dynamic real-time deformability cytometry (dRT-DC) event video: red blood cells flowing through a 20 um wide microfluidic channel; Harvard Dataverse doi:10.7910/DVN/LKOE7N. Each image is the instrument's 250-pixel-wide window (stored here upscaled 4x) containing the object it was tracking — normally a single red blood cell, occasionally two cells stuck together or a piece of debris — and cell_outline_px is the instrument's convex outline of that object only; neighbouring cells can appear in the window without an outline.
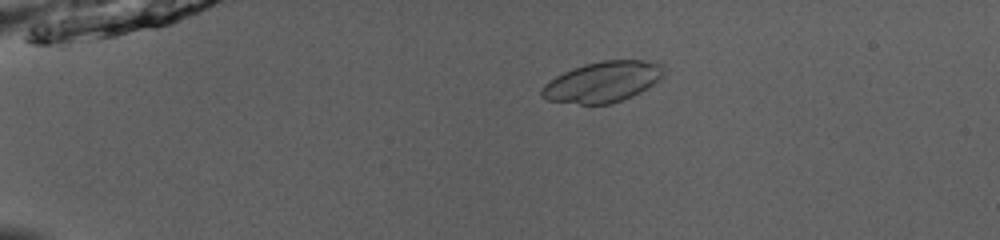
{"species": "common noctule bat (a hibernating species)", "species_latin": "Nyctalus noctula", "temperature_condition": "room temperature", "stored_images_in_passage": 47, "camera_frame_rate_fps": 3000, "um_per_image_px": 0.085, "animal": {"sex": "male", "body_mass_g": 13.0, "forearm_length_mm": 53.1}, "frame": {"image": 1, "passage_image": 7, "time_ms": 2.0, "image_size_px": [1000, 240], "cell_outline_px": [[664, 76], [640, 92], [632, 96], [612, 104], [580, 104], [548, 100], [540, 96], [540, 92], [544, 84], [556, 76], [572, 68], [584, 64], [604, 60], [640, 60], [660, 64], [664, 68]], "centroid_in_image_um": [51.21, 6.96], "position_along_channel_um": 33.8, "area_um2": 28.78}}
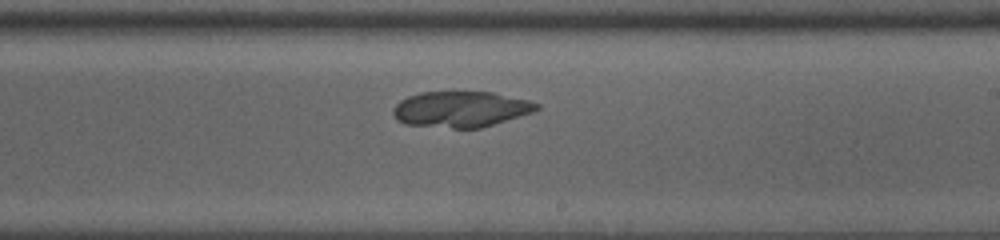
{"frame": {"image": 2, "passage_image": 28, "time_ms": 9.0, "image_size_px": [1000, 240], "cell_outline_px": [[540, 108], [532, 112], [480, 128], [452, 128], [404, 124], [396, 120], [392, 112], [396, 104], [400, 100], [408, 96], [420, 92], [492, 92], [528, 100], [540, 104]], "centroid_in_image_um": [39.14, 9.28], "position_along_channel_um": 249.9, "area_um2": 29.88}}
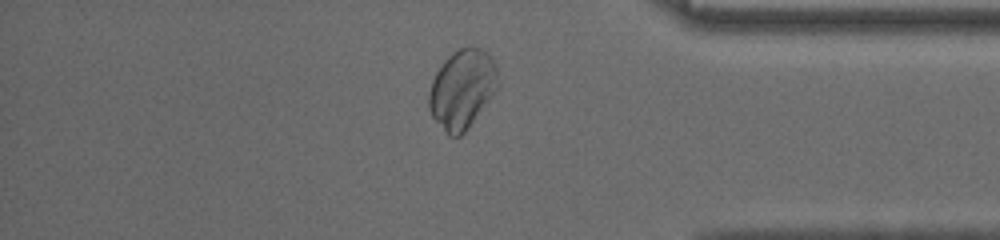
{"frame": {"image": 3, "passage_image": 40, "time_ms": 13.0, "image_size_px": [1000, 240], "cell_outline_px": [[500, 84], [492, 96], [464, 132], [460, 136], [448, 136], [432, 116], [428, 108], [428, 92], [432, 80], [436, 72], [444, 60], [452, 52], [460, 48], [480, 48], [488, 52], [496, 68]], "centroid_in_image_um": [39.27, 7.57], "position_along_channel_um": 395.9, "area_um2": 31.62}}